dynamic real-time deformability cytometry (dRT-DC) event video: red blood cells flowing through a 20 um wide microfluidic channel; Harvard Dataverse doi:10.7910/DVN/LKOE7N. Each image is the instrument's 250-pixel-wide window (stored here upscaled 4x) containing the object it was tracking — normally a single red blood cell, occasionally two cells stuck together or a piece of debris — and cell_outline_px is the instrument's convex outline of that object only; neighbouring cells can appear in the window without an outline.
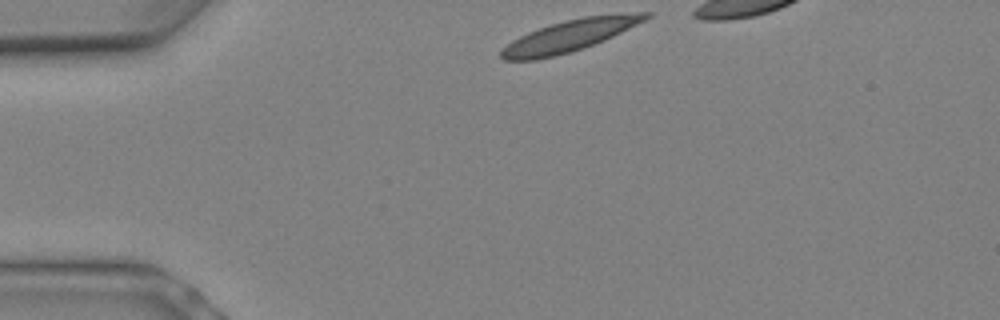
{"species": "Egyptian fruit bat (a non-hibernating species)", "species_latin": "Rousettus aegyptiacus", "temperature_condition": "warm", "stored_images_in_passage": 4, "camera_frame_rate_fps": 3000, "um_per_image_px": 0.085, "animal": {"sex": "female"}, "frame": {"image": 1, "passage_image": 1, "time_ms": 0.0, "image_size_px": [1000, 320], "cell_outline_px": [[652, 16], [604, 40], [568, 52], [536, 60], [504, 60], [500, 56], [500, 52], [512, 40], [528, 32], [564, 20], [584, 16], [636, 12], [652, 12]], "centroid_in_image_um": [48.41, 3.02], "position_along_channel_um": 36.6, "area_um2": 26.01}}